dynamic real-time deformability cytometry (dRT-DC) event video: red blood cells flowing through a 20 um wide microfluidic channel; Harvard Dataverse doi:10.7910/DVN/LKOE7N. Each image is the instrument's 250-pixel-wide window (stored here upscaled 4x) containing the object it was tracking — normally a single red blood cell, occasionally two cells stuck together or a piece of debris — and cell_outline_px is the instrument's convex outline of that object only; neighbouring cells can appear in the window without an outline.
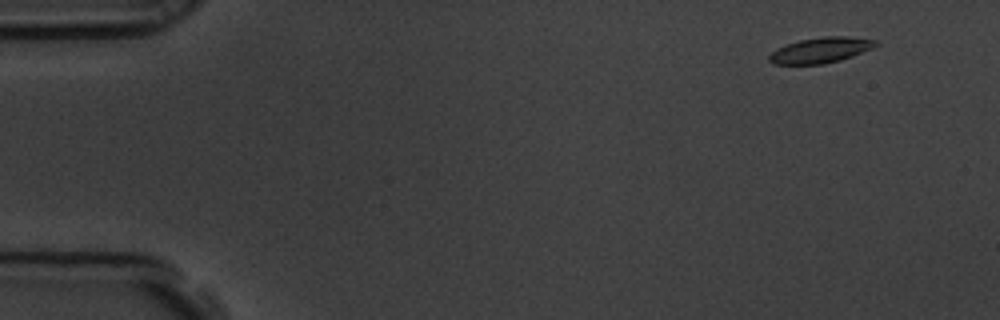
{"species": "common noctule bat (a hibernating species)", "species_latin": "Nyctalus noctula", "temperature_condition": "room temperature", "stored_images_in_passage": 58, "camera_frame_rate_fps": 3000, "um_per_image_px": 0.085, "animal": {"sex": "male", "body_mass_g": 19.5, "forearm_length_mm": 54.6}, "frame": {"image": 1, "passage_image": 5, "time_ms": 1.333, "image_size_px": [1000, 320], "cell_outline_px": [[880, 44], [872, 48], [852, 56], [840, 60], [824, 64], [772, 64], [768, 60], [768, 56], [776, 48], [800, 40], [824, 36], [848, 36], [876, 40]], "centroid_in_image_um": [69.75, 4.26], "position_along_channel_um": 15.2, "area_um2": 15.84}}
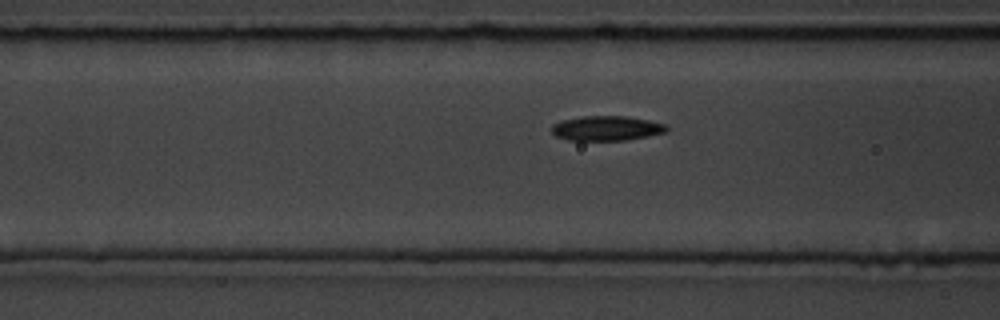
{"frame": {"image": 2, "passage_image": 23, "time_ms": 7.333, "image_size_px": [1000, 320], "cell_outline_px": [[668, 128], [664, 132], [648, 136], [628, 140], [568, 140], [556, 136], [552, 132], [552, 124], [560, 120], [584, 116], [624, 116], [648, 120], [664, 124]], "centroid_in_image_um": [51.51, 10.9], "position_along_channel_um": 115.1, "area_um2": 16.47}}
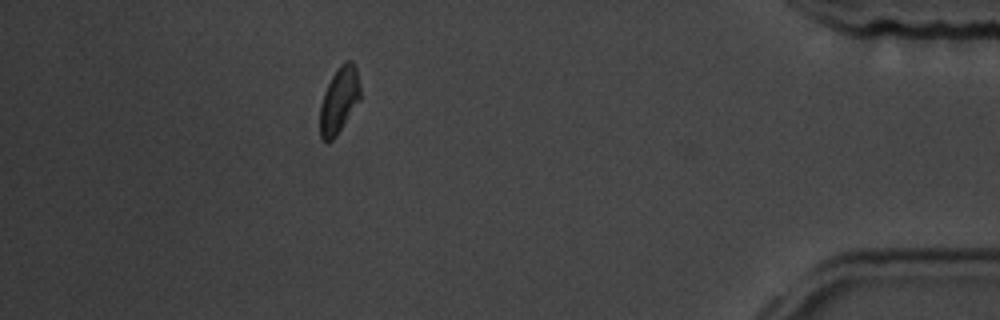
{"frame": {"image": 3, "passage_image": 52, "time_ms": 17.0, "image_size_px": [1000, 320], "cell_outline_px": [[360, 100], [336, 136], [332, 140], [324, 140], [320, 136], [320, 104], [324, 92], [332, 76], [340, 64], [344, 60], [352, 60], [356, 68], [360, 88]], "centroid_in_image_um": [28.83, 8.49], "position_along_channel_um": 406.4, "area_um2": 15.43}, "authors_computed_cell_mechanics": {"area_um2": 16.2996, "velocity_mm_per_s": 3.5262, "shape_relaxation_time_tau1_ms": 4.0475, "shape_relaxation_time_tau2_ms": 5.2464, "deformation_change_tau1": 0.095, "deformation_change_tau2": 0.1111}}